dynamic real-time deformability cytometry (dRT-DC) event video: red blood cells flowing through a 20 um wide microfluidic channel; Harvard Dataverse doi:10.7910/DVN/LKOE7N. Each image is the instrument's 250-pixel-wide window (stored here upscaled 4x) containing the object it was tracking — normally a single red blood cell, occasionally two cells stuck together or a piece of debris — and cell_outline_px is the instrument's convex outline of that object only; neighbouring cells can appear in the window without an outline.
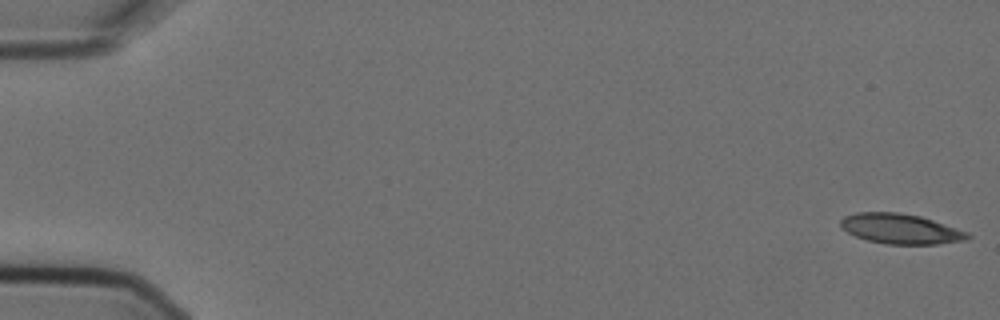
{"species": "Egyptian fruit bat (a non-hibernating species)", "species_latin": "Rousettus aegyptiacus", "temperature_condition": "cold", "stored_images_in_passage": 6, "camera_frame_rate_fps": 3000, "um_per_image_px": 0.085, "animal": {"sex": "female"}, "frame": {"image": 1, "passage_image": 1, "time_ms": 0.0, "image_size_px": [1000, 320], "cell_outline_px": [[972, 236], [964, 240], [936, 244], [888, 244], [868, 240], [856, 236], [848, 232], [840, 224], [840, 220], [844, 216], [856, 212], [900, 212], [920, 216], [968, 232]], "centroid_in_image_um": [76.54, 19.44], "position_along_channel_um": 8.5, "area_um2": 22.02}}